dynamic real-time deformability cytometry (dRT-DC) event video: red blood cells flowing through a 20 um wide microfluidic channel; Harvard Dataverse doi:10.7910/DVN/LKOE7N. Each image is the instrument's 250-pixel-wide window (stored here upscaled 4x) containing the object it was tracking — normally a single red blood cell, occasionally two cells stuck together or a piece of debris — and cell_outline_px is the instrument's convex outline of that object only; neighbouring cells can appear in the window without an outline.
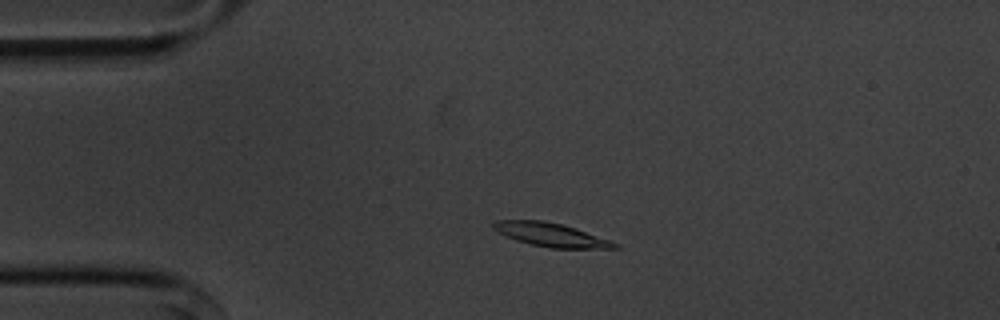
{"species": "common noctule bat (a hibernating species)", "species_latin": "Nyctalus noctula", "temperature_condition": "cold", "stored_images_in_passage": 53, "camera_frame_rate_fps": 3000, "um_per_image_px": 0.085, "animal": {"sex": "male", "body_mass_g": 20.1, "forearm_length_mm": 53.5}, "frame": {"image": 1, "passage_image": 9, "time_ms": 2.667, "image_size_px": [1000, 320], "cell_outline_px": [[620, 248], [548, 248], [516, 240], [492, 228], [492, 224], [496, 220], [544, 220], [564, 224], [576, 228], [620, 244]], "centroid_in_image_um": [46.85, 19.95], "position_along_channel_um": 38.1, "area_um2": 16.59}}
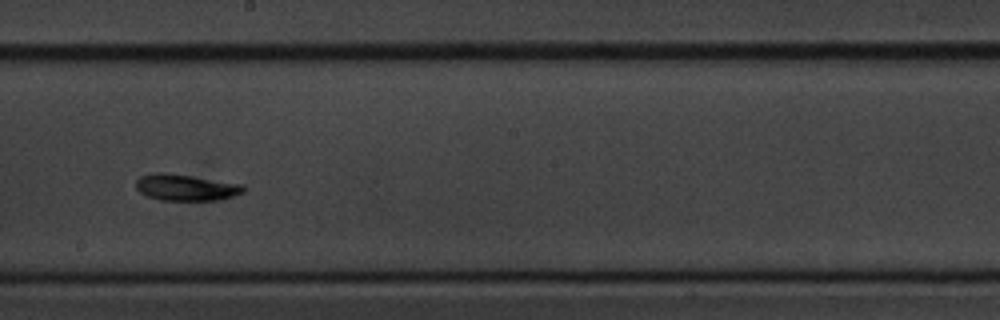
{"frame": {"image": 2, "passage_image": 28, "time_ms": 9.0, "image_size_px": [1000, 320], "cell_outline_px": [[244, 192], [220, 200], [160, 200], [148, 196], [140, 192], [136, 188], [136, 180], [140, 176], [160, 172], [168, 172], [244, 184]], "centroid_in_image_um": [15.81, 15.92], "position_along_channel_um": 232.4, "area_um2": 16.59}}
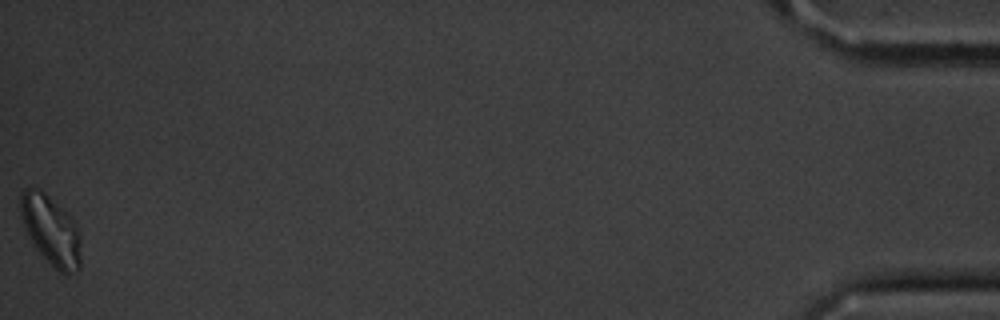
{"frame": {"image": 3, "passage_image": 53, "time_ms": 17.333, "image_size_px": [1000, 320], "cell_outline_px": [[80, 268], [76, 272], [64, 276], [36, 248], [24, 228], [20, 216], [20, 192], [24, 188], [40, 188], [64, 208], [72, 216], [76, 224], [80, 236]], "centroid_in_image_um": [4.34, 19.53], "position_along_channel_um": 430.9, "area_um2": 24.8}, "authors_computed_cell_mechanics": {"area_um2": 16.5886, "velocity_mm_per_s": 3.545, "shape_relaxation_time_tau1_ms": 3.6713, "shape_relaxation_time_tau2_ms": null, "deformation_change_tau1": 0.1365, "deformation_change_tau2": null}}